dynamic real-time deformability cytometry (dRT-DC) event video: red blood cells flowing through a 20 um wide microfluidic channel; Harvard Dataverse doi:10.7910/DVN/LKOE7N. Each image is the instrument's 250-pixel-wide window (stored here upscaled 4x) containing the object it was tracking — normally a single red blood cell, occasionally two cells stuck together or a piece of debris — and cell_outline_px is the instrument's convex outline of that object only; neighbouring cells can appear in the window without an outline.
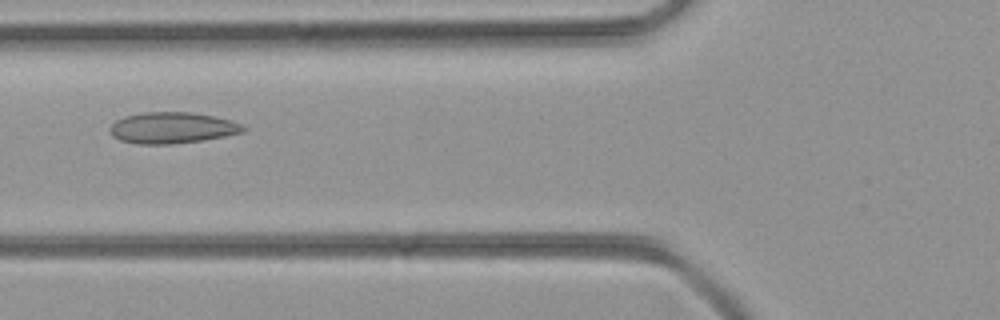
{"species": "common noctule bat (a hibernating species)", "species_latin": "Nyctalus noctula", "temperature_condition": "room temperature", "stored_images_in_passage": 43, "camera_frame_rate_fps": 3000, "um_per_image_px": 0.085, "animal": {"sex": "female", "body_mass_g": 21.9}, "frame": {"image": 1, "passage_image": 14, "time_ms": 4.333, "image_size_px": [1000, 320], "cell_outline_px": [[248, 128], [244, 132], [224, 136], [200, 140], [168, 144], [136, 144], [120, 140], [112, 136], [108, 128], [116, 120], [124, 116], [144, 112], [192, 112], [216, 116], [232, 120], [244, 124]], "centroid_in_image_um": [14.65, 10.85], "position_along_channel_um": 111.1, "area_um2": 24.45}}
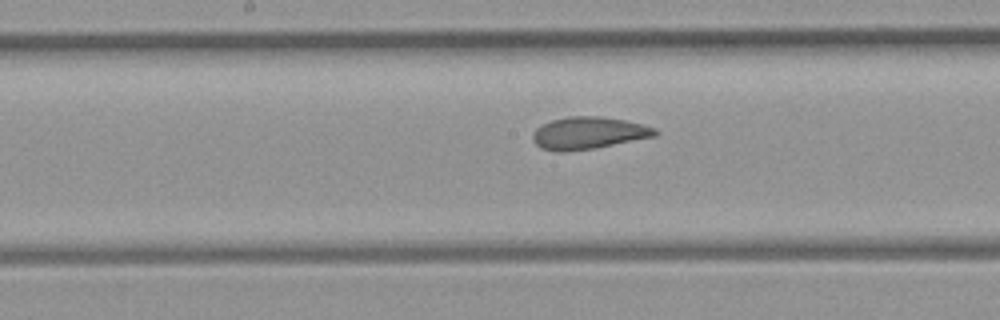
{"frame": {"image": 2, "passage_image": 20, "time_ms": 6.333, "image_size_px": [1000, 320], "cell_outline_px": [[660, 132], [656, 136], [596, 148], [564, 152], [556, 152], [540, 148], [532, 140], [532, 136], [536, 128], [552, 120], [568, 116], [600, 116], [624, 120], [644, 124], [656, 128]], "centroid_in_image_um": [50.04, 11.31], "position_along_channel_um": 198.2, "area_um2": 23.18}}
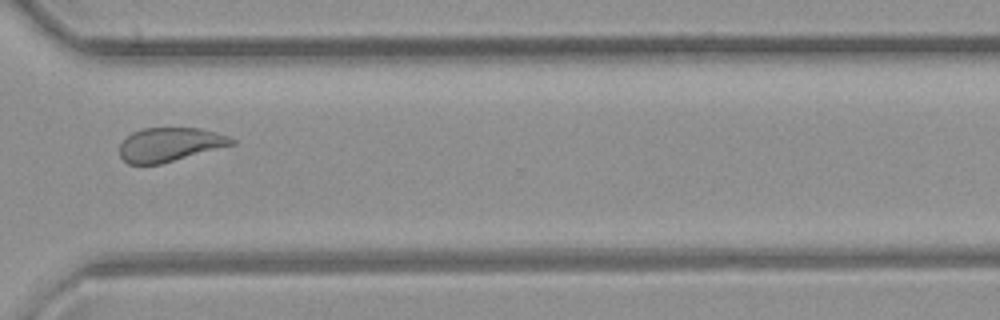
{"frame": {"image": 3, "passage_image": 31, "time_ms": 10.0, "image_size_px": [1000, 320], "cell_outline_px": [[236, 144], [160, 164], [128, 164], [120, 156], [120, 144], [132, 132], [144, 128], [200, 128], [216, 132], [228, 136], [236, 140]], "centroid_in_image_um": [14.46, 12.28], "position_along_channel_um": 356.1, "area_um2": 22.08}}